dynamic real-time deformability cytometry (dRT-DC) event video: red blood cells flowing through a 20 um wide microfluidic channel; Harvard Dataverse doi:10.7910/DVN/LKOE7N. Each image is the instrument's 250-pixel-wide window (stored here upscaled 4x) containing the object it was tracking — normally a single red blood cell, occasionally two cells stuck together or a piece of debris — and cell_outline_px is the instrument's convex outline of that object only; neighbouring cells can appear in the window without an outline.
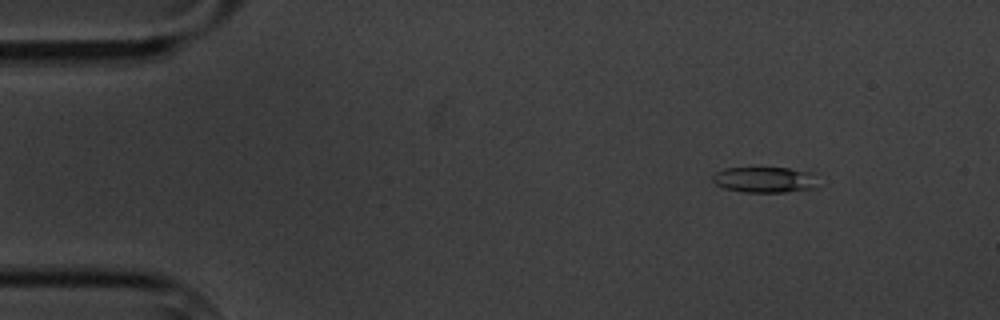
{"species": "common noctule bat (a hibernating species)", "species_latin": "Nyctalus noctula", "temperature_condition": "cold", "stored_images_in_passage": 6, "camera_frame_rate_fps": 3000, "um_per_image_px": 0.085, "animal": {"sex": "male", "body_mass_g": 20.1, "forearm_length_mm": 53.5}, "frame": {"image": 1, "passage_image": 2, "time_ms": 1.333, "image_size_px": [1000, 320], "cell_outline_px": [[816, 188], [784, 192], [744, 192], [724, 188], [716, 184], [712, 180], [712, 176], [716, 172], [728, 168], [788, 168], [808, 172]], "centroid_in_image_um": [64.9, 15.28], "position_along_channel_um": 20.1, "area_um2": 15.32}}
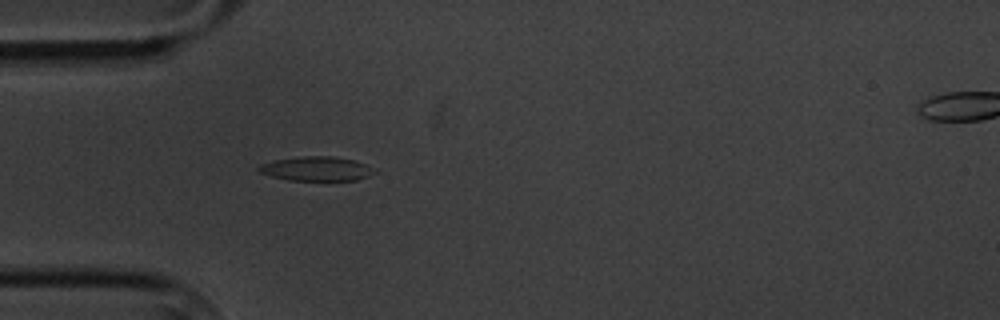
{"frame": {"image": 2, "passage_image": 5, "time_ms": 4.667, "image_size_px": [1000, 320], "cell_outline_px": [[376, 172], [368, 176], [356, 180], [288, 180], [272, 176], [260, 172], [256, 168], [260, 164], [272, 160], [296, 156], [332, 156], [356, 160], [364, 164]], "centroid_in_image_um": [26.84, 14.33], "position_along_channel_um": 58.2, "area_um2": 16.36}}